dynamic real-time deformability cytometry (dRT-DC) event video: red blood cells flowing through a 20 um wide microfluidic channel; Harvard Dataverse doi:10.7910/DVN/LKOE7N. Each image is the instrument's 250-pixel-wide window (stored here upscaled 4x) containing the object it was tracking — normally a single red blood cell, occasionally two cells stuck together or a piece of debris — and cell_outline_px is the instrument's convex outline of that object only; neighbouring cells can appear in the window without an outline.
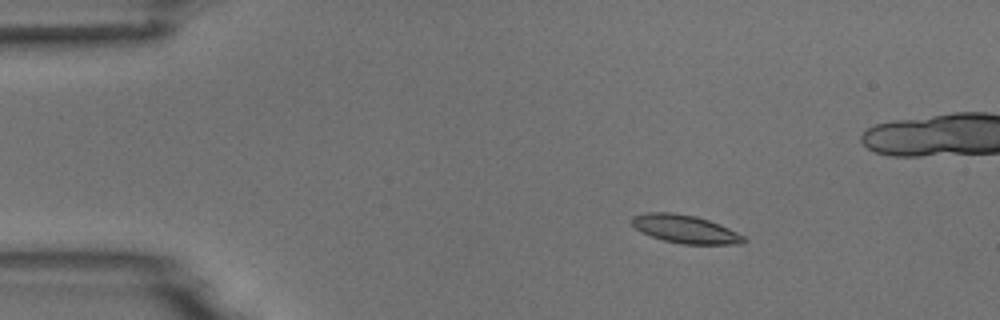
{"species": "common noctule bat (a hibernating species)", "species_latin": "Nyctalus noctula", "temperature_condition": "room temperature", "stored_images_in_passage": 4, "camera_frame_rate_fps": 3000, "um_per_image_px": 0.085, "animal": {"sex": "male", "body_mass_g": 18.8}, "frame": {"image": 1, "passage_image": 1, "time_ms": 0.0, "image_size_px": [1000, 320], "cell_outline_px": [[748, 240], [744, 244], [680, 244], [664, 240], [640, 232], [628, 220], [632, 216], [648, 212], [672, 212], [696, 216], [720, 224], [744, 236]], "centroid_in_image_um": [58.23, 19.47], "position_along_channel_um": 26.8, "area_um2": 18.5}}